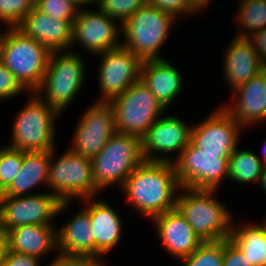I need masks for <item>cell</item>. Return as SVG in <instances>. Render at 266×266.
<instances>
[{
	"mask_svg": "<svg viewBox=\"0 0 266 266\" xmlns=\"http://www.w3.org/2000/svg\"><path fill=\"white\" fill-rule=\"evenodd\" d=\"M180 188L173 163L144 160L129 175L120 191L136 213L151 220L176 208Z\"/></svg>",
	"mask_w": 266,
	"mask_h": 266,
	"instance_id": "cell-1",
	"label": "cell"
},
{
	"mask_svg": "<svg viewBox=\"0 0 266 266\" xmlns=\"http://www.w3.org/2000/svg\"><path fill=\"white\" fill-rule=\"evenodd\" d=\"M0 32V62L28 92H36L43 81L51 51L18 27Z\"/></svg>",
	"mask_w": 266,
	"mask_h": 266,
	"instance_id": "cell-2",
	"label": "cell"
},
{
	"mask_svg": "<svg viewBox=\"0 0 266 266\" xmlns=\"http://www.w3.org/2000/svg\"><path fill=\"white\" fill-rule=\"evenodd\" d=\"M218 190L180 188L176 208L202 241L229 238L233 218L230 210L216 198Z\"/></svg>",
	"mask_w": 266,
	"mask_h": 266,
	"instance_id": "cell-3",
	"label": "cell"
},
{
	"mask_svg": "<svg viewBox=\"0 0 266 266\" xmlns=\"http://www.w3.org/2000/svg\"><path fill=\"white\" fill-rule=\"evenodd\" d=\"M175 20L170 13L146 3L121 25L124 36L121 45L142 62L164 59L159 53Z\"/></svg>",
	"mask_w": 266,
	"mask_h": 266,
	"instance_id": "cell-4",
	"label": "cell"
},
{
	"mask_svg": "<svg viewBox=\"0 0 266 266\" xmlns=\"http://www.w3.org/2000/svg\"><path fill=\"white\" fill-rule=\"evenodd\" d=\"M74 50L51 53L42 84L35 92L60 115L74 102L86 81L85 61Z\"/></svg>",
	"mask_w": 266,
	"mask_h": 266,
	"instance_id": "cell-5",
	"label": "cell"
},
{
	"mask_svg": "<svg viewBox=\"0 0 266 266\" xmlns=\"http://www.w3.org/2000/svg\"><path fill=\"white\" fill-rule=\"evenodd\" d=\"M13 120L8 147L24 152L51 151L56 146L55 120L60 114L44 102L35 92Z\"/></svg>",
	"mask_w": 266,
	"mask_h": 266,
	"instance_id": "cell-6",
	"label": "cell"
},
{
	"mask_svg": "<svg viewBox=\"0 0 266 266\" xmlns=\"http://www.w3.org/2000/svg\"><path fill=\"white\" fill-rule=\"evenodd\" d=\"M143 161L141 138L116 132L91 159L95 187L100 193L112 185L119 186L120 190L129 175Z\"/></svg>",
	"mask_w": 266,
	"mask_h": 266,
	"instance_id": "cell-7",
	"label": "cell"
},
{
	"mask_svg": "<svg viewBox=\"0 0 266 266\" xmlns=\"http://www.w3.org/2000/svg\"><path fill=\"white\" fill-rule=\"evenodd\" d=\"M56 150L55 147L50 151L49 192L52 190L61 202L96 197L100 191L95 187L91 159L68 148L57 157Z\"/></svg>",
	"mask_w": 266,
	"mask_h": 266,
	"instance_id": "cell-8",
	"label": "cell"
},
{
	"mask_svg": "<svg viewBox=\"0 0 266 266\" xmlns=\"http://www.w3.org/2000/svg\"><path fill=\"white\" fill-rule=\"evenodd\" d=\"M109 104L113 109L116 132L140 138L166 111L141 79Z\"/></svg>",
	"mask_w": 266,
	"mask_h": 266,
	"instance_id": "cell-9",
	"label": "cell"
},
{
	"mask_svg": "<svg viewBox=\"0 0 266 266\" xmlns=\"http://www.w3.org/2000/svg\"><path fill=\"white\" fill-rule=\"evenodd\" d=\"M72 204L61 202L51 192L26 196H0L1 231H7L27 225H54L53 218L58 217Z\"/></svg>",
	"mask_w": 266,
	"mask_h": 266,
	"instance_id": "cell-10",
	"label": "cell"
},
{
	"mask_svg": "<svg viewBox=\"0 0 266 266\" xmlns=\"http://www.w3.org/2000/svg\"><path fill=\"white\" fill-rule=\"evenodd\" d=\"M229 158L203 153L190 142L173 162L180 187L217 190L228 179Z\"/></svg>",
	"mask_w": 266,
	"mask_h": 266,
	"instance_id": "cell-11",
	"label": "cell"
},
{
	"mask_svg": "<svg viewBox=\"0 0 266 266\" xmlns=\"http://www.w3.org/2000/svg\"><path fill=\"white\" fill-rule=\"evenodd\" d=\"M100 97L96 102H109L140 79L142 61L122 45L97 54Z\"/></svg>",
	"mask_w": 266,
	"mask_h": 266,
	"instance_id": "cell-12",
	"label": "cell"
},
{
	"mask_svg": "<svg viewBox=\"0 0 266 266\" xmlns=\"http://www.w3.org/2000/svg\"><path fill=\"white\" fill-rule=\"evenodd\" d=\"M243 127L223 108L192 125L190 142L203 153L230 157L240 144Z\"/></svg>",
	"mask_w": 266,
	"mask_h": 266,
	"instance_id": "cell-13",
	"label": "cell"
},
{
	"mask_svg": "<svg viewBox=\"0 0 266 266\" xmlns=\"http://www.w3.org/2000/svg\"><path fill=\"white\" fill-rule=\"evenodd\" d=\"M120 33L121 25L98 7L93 11L82 7L73 22L71 50L79 43L86 51L96 56L121 46Z\"/></svg>",
	"mask_w": 266,
	"mask_h": 266,
	"instance_id": "cell-14",
	"label": "cell"
},
{
	"mask_svg": "<svg viewBox=\"0 0 266 266\" xmlns=\"http://www.w3.org/2000/svg\"><path fill=\"white\" fill-rule=\"evenodd\" d=\"M191 129L179 117L164 113L141 138L144 160L173 163L190 143ZM174 152L178 155L172 159Z\"/></svg>",
	"mask_w": 266,
	"mask_h": 266,
	"instance_id": "cell-15",
	"label": "cell"
},
{
	"mask_svg": "<svg viewBox=\"0 0 266 266\" xmlns=\"http://www.w3.org/2000/svg\"><path fill=\"white\" fill-rule=\"evenodd\" d=\"M69 148L92 159L116 133L113 109L109 102H94L80 118Z\"/></svg>",
	"mask_w": 266,
	"mask_h": 266,
	"instance_id": "cell-16",
	"label": "cell"
},
{
	"mask_svg": "<svg viewBox=\"0 0 266 266\" xmlns=\"http://www.w3.org/2000/svg\"><path fill=\"white\" fill-rule=\"evenodd\" d=\"M163 249L178 261L189 256L203 242L177 208L151 219Z\"/></svg>",
	"mask_w": 266,
	"mask_h": 266,
	"instance_id": "cell-17",
	"label": "cell"
},
{
	"mask_svg": "<svg viewBox=\"0 0 266 266\" xmlns=\"http://www.w3.org/2000/svg\"><path fill=\"white\" fill-rule=\"evenodd\" d=\"M223 108L244 128L266 121V68L234 90Z\"/></svg>",
	"mask_w": 266,
	"mask_h": 266,
	"instance_id": "cell-18",
	"label": "cell"
},
{
	"mask_svg": "<svg viewBox=\"0 0 266 266\" xmlns=\"http://www.w3.org/2000/svg\"><path fill=\"white\" fill-rule=\"evenodd\" d=\"M74 20H60L42 13L35 7L18 28L53 51L71 50Z\"/></svg>",
	"mask_w": 266,
	"mask_h": 266,
	"instance_id": "cell-19",
	"label": "cell"
},
{
	"mask_svg": "<svg viewBox=\"0 0 266 266\" xmlns=\"http://www.w3.org/2000/svg\"><path fill=\"white\" fill-rule=\"evenodd\" d=\"M91 216V228L94 235V257L103 258L111 252L121 240V216L110 204L93 197L80 200Z\"/></svg>",
	"mask_w": 266,
	"mask_h": 266,
	"instance_id": "cell-20",
	"label": "cell"
},
{
	"mask_svg": "<svg viewBox=\"0 0 266 266\" xmlns=\"http://www.w3.org/2000/svg\"><path fill=\"white\" fill-rule=\"evenodd\" d=\"M223 56V76L232 92L265 69L248 38L234 36Z\"/></svg>",
	"mask_w": 266,
	"mask_h": 266,
	"instance_id": "cell-21",
	"label": "cell"
},
{
	"mask_svg": "<svg viewBox=\"0 0 266 266\" xmlns=\"http://www.w3.org/2000/svg\"><path fill=\"white\" fill-rule=\"evenodd\" d=\"M140 79L166 110L183 90L182 75L165 59L143 61Z\"/></svg>",
	"mask_w": 266,
	"mask_h": 266,
	"instance_id": "cell-22",
	"label": "cell"
},
{
	"mask_svg": "<svg viewBox=\"0 0 266 266\" xmlns=\"http://www.w3.org/2000/svg\"><path fill=\"white\" fill-rule=\"evenodd\" d=\"M92 232L91 216L83 206L63 226L56 229L57 254L94 257V235Z\"/></svg>",
	"mask_w": 266,
	"mask_h": 266,
	"instance_id": "cell-23",
	"label": "cell"
},
{
	"mask_svg": "<svg viewBox=\"0 0 266 266\" xmlns=\"http://www.w3.org/2000/svg\"><path fill=\"white\" fill-rule=\"evenodd\" d=\"M4 235L7 249L14 252L43 259L52 250H57L56 227L53 225L19 226L7 231Z\"/></svg>",
	"mask_w": 266,
	"mask_h": 266,
	"instance_id": "cell-24",
	"label": "cell"
},
{
	"mask_svg": "<svg viewBox=\"0 0 266 266\" xmlns=\"http://www.w3.org/2000/svg\"><path fill=\"white\" fill-rule=\"evenodd\" d=\"M49 164L50 151H23L20 172L0 196L33 195L37 194L36 192L31 193V189L33 190L34 187L37 188L42 184L48 187Z\"/></svg>",
	"mask_w": 266,
	"mask_h": 266,
	"instance_id": "cell-25",
	"label": "cell"
},
{
	"mask_svg": "<svg viewBox=\"0 0 266 266\" xmlns=\"http://www.w3.org/2000/svg\"><path fill=\"white\" fill-rule=\"evenodd\" d=\"M241 224H233L229 239L246 254L253 266H266V230L261 223Z\"/></svg>",
	"mask_w": 266,
	"mask_h": 266,
	"instance_id": "cell-26",
	"label": "cell"
},
{
	"mask_svg": "<svg viewBox=\"0 0 266 266\" xmlns=\"http://www.w3.org/2000/svg\"><path fill=\"white\" fill-rule=\"evenodd\" d=\"M263 161L253 150H236L228 160V179L238 184L259 182Z\"/></svg>",
	"mask_w": 266,
	"mask_h": 266,
	"instance_id": "cell-27",
	"label": "cell"
},
{
	"mask_svg": "<svg viewBox=\"0 0 266 266\" xmlns=\"http://www.w3.org/2000/svg\"><path fill=\"white\" fill-rule=\"evenodd\" d=\"M238 3L239 9L234 16L239 28L236 37L248 38L266 29V0H239Z\"/></svg>",
	"mask_w": 266,
	"mask_h": 266,
	"instance_id": "cell-28",
	"label": "cell"
},
{
	"mask_svg": "<svg viewBox=\"0 0 266 266\" xmlns=\"http://www.w3.org/2000/svg\"><path fill=\"white\" fill-rule=\"evenodd\" d=\"M224 239L203 241L189 256L179 260L182 266H223Z\"/></svg>",
	"mask_w": 266,
	"mask_h": 266,
	"instance_id": "cell-29",
	"label": "cell"
},
{
	"mask_svg": "<svg viewBox=\"0 0 266 266\" xmlns=\"http://www.w3.org/2000/svg\"><path fill=\"white\" fill-rule=\"evenodd\" d=\"M23 160V150L7 145L0 147V194L11 184L20 172Z\"/></svg>",
	"mask_w": 266,
	"mask_h": 266,
	"instance_id": "cell-30",
	"label": "cell"
},
{
	"mask_svg": "<svg viewBox=\"0 0 266 266\" xmlns=\"http://www.w3.org/2000/svg\"><path fill=\"white\" fill-rule=\"evenodd\" d=\"M34 7L35 0H0V22L18 27Z\"/></svg>",
	"mask_w": 266,
	"mask_h": 266,
	"instance_id": "cell-31",
	"label": "cell"
},
{
	"mask_svg": "<svg viewBox=\"0 0 266 266\" xmlns=\"http://www.w3.org/2000/svg\"><path fill=\"white\" fill-rule=\"evenodd\" d=\"M146 3L147 0H98L97 7L122 25Z\"/></svg>",
	"mask_w": 266,
	"mask_h": 266,
	"instance_id": "cell-32",
	"label": "cell"
},
{
	"mask_svg": "<svg viewBox=\"0 0 266 266\" xmlns=\"http://www.w3.org/2000/svg\"><path fill=\"white\" fill-rule=\"evenodd\" d=\"M35 8L60 20H75L79 11L71 0H35Z\"/></svg>",
	"mask_w": 266,
	"mask_h": 266,
	"instance_id": "cell-33",
	"label": "cell"
},
{
	"mask_svg": "<svg viewBox=\"0 0 266 266\" xmlns=\"http://www.w3.org/2000/svg\"><path fill=\"white\" fill-rule=\"evenodd\" d=\"M27 92L15 76L0 62V100H6Z\"/></svg>",
	"mask_w": 266,
	"mask_h": 266,
	"instance_id": "cell-34",
	"label": "cell"
},
{
	"mask_svg": "<svg viewBox=\"0 0 266 266\" xmlns=\"http://www.w3.org/2000/svg\"><path fill=\"white\" fill-rule=\"evenodd\" d=\"M147 3L151 6L157 7L162 11L170 13L176 19L182 15V17H184V15H196V13L192 10L188 0H147Z\"/></svg>",
	"mask_w": 266,
	"mask_h": 266,
	"instance_id": "cell-35",
	"label": "cell"
},
{
	"mask_svg": "<svg viewBox=\"0 0 266 266\" xmlns=\"http://www.w3.org/2000/svg\"><path fill=\"white\" fill-rule=\"evenodd\" d=\"M223 266H253L246 254L229 238L224 239Z\"/></svg>",
	"mask_w": 266,
	"mask_h": 266,
	"instance_id": "cell-36",
	"label": "cell"
},
{
	"mask_svg": "<svg viewBox=\"0 0 266 266\" xmlns=\"http://www.w3.org/2000/svg\"><path fill=\"white\" fill-rule=\"evenodd\" d=\"M101 258L65 256L58 254L48 266H106Z\"/></svg>",
	"mask_w": 266,
	"mask_h": 266,
	"instance_id": "cell-37",
	"label": "cell"
},
{
	"mask_svg": "<svg viewBox=\"0 0 266 266\" xmlns=\"http://www.w3.org/2000/svg\"><path fill=\"white\" fill-rule=\"evenodd\" d=\"M38 257L7 250L3 266H40Z\"/></svg>",
	"mask_w": 266,
	"mask_h": 266,
	"instance_id": "cell-38",
	"label": "cell"
},
{
	"mask_svg": "<svg viewBox=\"0 0 266 266\" xmlns=\"http://www.w3.org/2000/svg\"><path fill=\"white\" fill-rule=\"evenodd\" d=\"M248 39L266 68V29L252 34Z\"/></svg>",
	"mask_w": 266,
	"mask_h": 266,
	"instance_id": "cell-39",
	"label": "cell"
},
{
	"mask_svg": "<svg viewBox=\"0 0 266 266\" xmlns=\"http://www.w3.org/2000/svg\"><path fill=\"white\" fill-rule=\"evenodd\" d=\"M188 2L191 5L192 10L197 14L203 11V8L205 10L206 6H208L211 0H188Z\"/></svg>",
	"mask_w": 266,
	"mask_h": 266,
	"instance_id": "cell-40",
	"label": "cell"
},
{
	"mask_svg": "<svg viewBox=\"0 0 266 266\" xmlns=\"http://www.w3.org/2000/svg\"><path fill=\"white\" fill-rule=\"evenodd\" d=\"M7 241L4 234L0 236V266L4 265V258L7 252Z\"/></svg>",
	"mask_w": 266,
	"mask_h": 266,
	"instance_id": "cell-41",
	"label": "cell"
},
{
	"mask_svg": "<svg viewBox=\"0 0 266 266\" xmlns=\"http://www.w3.org/2000/svg\"><path fill=\"white\" fill-rule=\"evenodd\" d=\"M75 6L78 8V9H81L82 7L81 6H84L86 7V5H89V4H94L95 7H97V3H98V0H71Z\"/></svg>",
	"mask_w": 266,
	"mask_h": 266,
	"instance_id": "cell-42",
	"label": "cell"
},
{
	"mask_svg": "<svg viewBox=\"0 0 266 266\" xmlns=\"http://www.w3.org/2000/svg\"><path fill=\"white\" fill-rule=\"evenodd\" d=\"M263 189L264 193L266 194V162L263 164L261 177L258 182Z\"/></svg>",
	"mask_w": 266,
	"mask_h": 266,
	"instance_id": "cell-43",
	"label": "cell"
},
{
	"mask_svg": "<svg viewBox=\"0 0 266 266\" xmlns=\"http://www.w3.org/2000/svg\"><path fill=\"white\" fill-rule=\"evenodd\" d=\"M263 146V149H262V157H263V163H265L266 162V141L264 142V145H262Z\"/></svg>",
	"mask_w": 266,
	"mask_h": 266,
	"instance_id": "cell-44",
	"label": "cell"
},
{
	"mask_svg": "<svg viewBox=\"0 0 266 266\" xmlns=\"http://www.w3.org/2000/svg\"><path fill=\"white\" fill-rule=\"evenodd\" d=\"M261 224L263 225L264 229L266 230V218L263 221H261Z\"/></svg>",
	"mask_w": 266,
	"mask_h": 266,
	"instance_id": "cell-45",
	"label": "cell"
},
{
	"mask_svg": "<svg viewBox=\"0 0 266 266\" xmlns=\"http://www.w3.org/2000/svg\"><path fill=\"white\" fill-rule=\"evenodd\" d=\"M3 233H2V231H1V225H0V236L2 235Z\"/></svg>",
	"mask_w": 266,
	"mask_h": 266,
	"instance_id": "cell-46",
	"label": "cell"
}]
</instances>
